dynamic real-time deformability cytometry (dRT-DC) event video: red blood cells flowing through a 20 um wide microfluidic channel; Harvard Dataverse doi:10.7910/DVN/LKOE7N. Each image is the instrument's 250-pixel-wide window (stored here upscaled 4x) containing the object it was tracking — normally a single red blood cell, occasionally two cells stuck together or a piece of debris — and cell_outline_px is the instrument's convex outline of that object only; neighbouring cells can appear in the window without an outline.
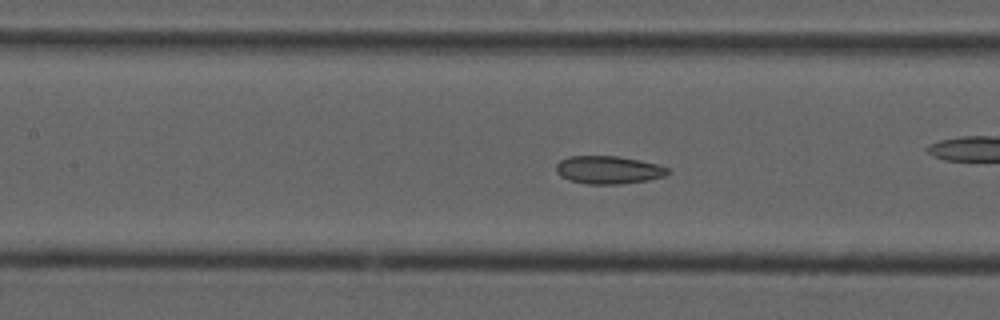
{"species": "common noctule bat (a hibernating species)", "species_latin": "Nyctalus noctula", "temperature_condition": "cold", "stored_images_in_passage": 56, "camera_frame_rate_fps": 3000, "um_per_image_px": 0.085, "animal": {"sex": "male", "forearm_length_mm": 52.5}, "frame": {"image": 1, "passage_image": 25, "time_ms": 8.0, "image_size_px": [1000, 320], "cell_outline_px": [[668, 172], [664, 176], [648, 180], [620, 184], [588, 184], [568, 180], [560, 176], [556, 172], [556, 164], [560, 160], [568, 156], [616, 156], [640, 160], [656, 164], [668, 168]], "centroid_in_image_um": [51.67, 14.44], "position_along_channel_um": 155.7, "area_um2": 18.15}, "authors_computed_cell_mechanics": {"area_um2": 21.0103, "velocity_mm_per_s": 3.7151, "shape_relaxation_time_tau1_ms": null, "shape_relaxation_time_tau2_ms": 2.2361, "deformation_change_tau1": null, "deformation_change_tau2": 0.0624}}